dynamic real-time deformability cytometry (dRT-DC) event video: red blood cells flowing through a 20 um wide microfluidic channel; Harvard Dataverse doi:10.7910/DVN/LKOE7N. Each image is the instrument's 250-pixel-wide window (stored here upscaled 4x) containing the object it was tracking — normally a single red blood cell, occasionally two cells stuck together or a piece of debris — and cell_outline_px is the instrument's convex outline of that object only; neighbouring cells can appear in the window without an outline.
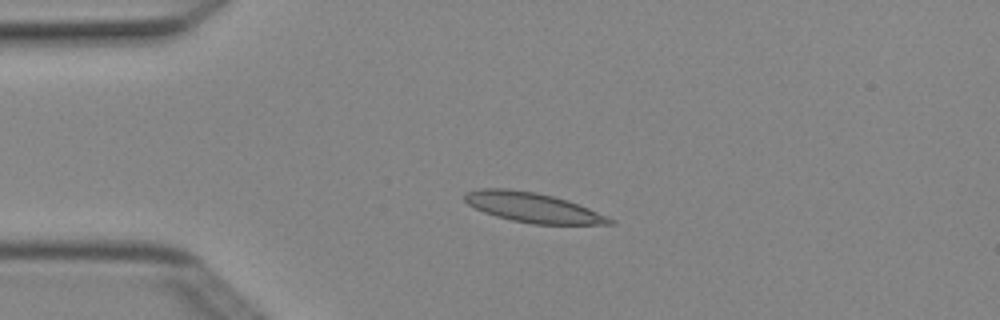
{"species": "Egyptian fruit bat (a non-hibernating species)", "species_latin": "Rousettus aegyptiacus", "temperature_condition": "cold", "stored_images_in_passage": 6, "camera_frame_rate_fps": 3000, "um_per_image_px": 0.085, "animal": {"sex": "female"}, "frame": {"image": 1, "passage_image": 2, "time_ms": 0.333, "image_size_px": [1000, 320], "cell_outline_px": [[616, 224], [532, 224], [512, 220], [496, 216], [484, 212], [468, 204], [464, 200], [464, 192], [484, 188], [508, 188], [536, 192], [568, 200], [608, 216], [616, 220]], "centroid_in_image_um": [45.3, 17.63], "position_along_channel_um": 39.7, "area_um2": 25.14}}
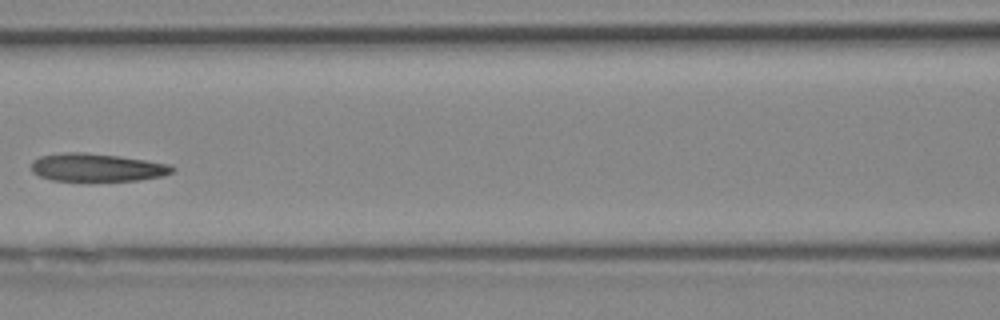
{"frame": {"image": 2, "passage_image": 5, "time_ms": 1.333, "image_size_px": [1000, 320], "cell_outline_px": [[176, 168], [172, 172], [164, 176], [140, 180], [52, 180], [40, 176], [32, 172], [32, 160], [40, 156], [64, 152], [84, 152], [120, 156], [168, 164]], "centroid_in_image_um": [8.23, 14.22], "position_along_channel_um": 158.4, "area_um2": 22.83}}
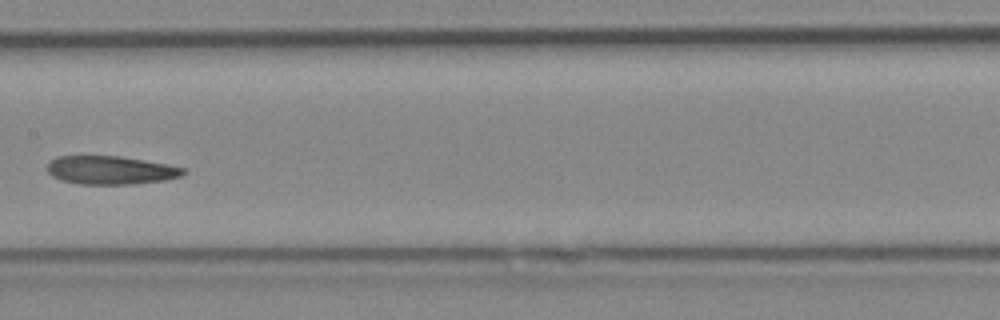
{"frame": {"image": 3, "passage_image": 6, "time_ms": 1.667, "image_size_px": [1000, 320], "cell_outline_px": [[188, 172], [180, 176], [164, 180], [136, 184], [80, 184], [60, 180], [52, 176], [48, 172], [48, 160], [56, 156], [120, 156], [168, 164], [184, 168]], "centroid_in_image_um": [9.39, 14.46], "position_along_channel_um": 198.0, "area_um2": 22.66}}